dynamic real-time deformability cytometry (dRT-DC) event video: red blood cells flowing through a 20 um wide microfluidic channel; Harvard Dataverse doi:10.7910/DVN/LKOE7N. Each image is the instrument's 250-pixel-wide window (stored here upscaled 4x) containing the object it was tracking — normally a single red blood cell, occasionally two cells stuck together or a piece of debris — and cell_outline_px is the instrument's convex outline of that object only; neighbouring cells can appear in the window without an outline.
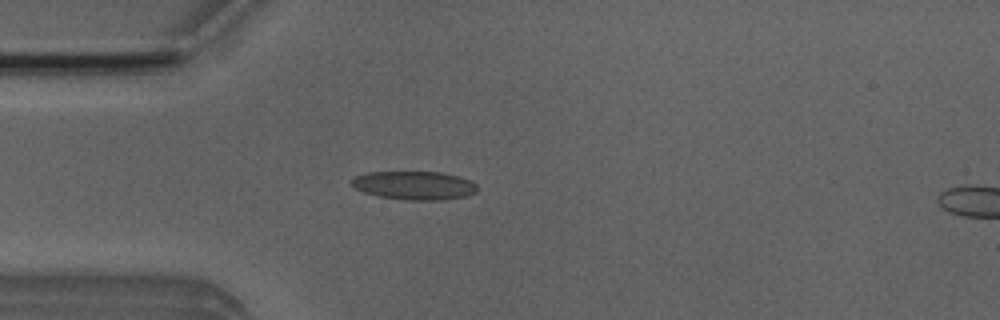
{"species": "Egyptian fruit bat (a non-hibernating species)", "species_latin": "Rousettus aegyptiacus", "temperature_condition": "room temperature", "stored_images_in_passage": 5, "camera_frame_rate_fps": 3000, "um_per_image_px": 0.085, "animal": {"sex": "male"}, "frame": {"image": 1, "passage_image": 4, "time_ms": 4.333, "image_size_px": [1000, 320], "cell_outline_px": [[476, 192], [468, 196], [440, 200], [408, 200], [380, 196], [364, 192], [352, 188], [348, 180], [356, 176], [368, 172], [440, 172], [456, 176], [468, 180], [476, 184]], "centroid_in_image_um": [35.16, 15.76], "position_along_channel_um": 49.8, "area_um2": 20.87}}